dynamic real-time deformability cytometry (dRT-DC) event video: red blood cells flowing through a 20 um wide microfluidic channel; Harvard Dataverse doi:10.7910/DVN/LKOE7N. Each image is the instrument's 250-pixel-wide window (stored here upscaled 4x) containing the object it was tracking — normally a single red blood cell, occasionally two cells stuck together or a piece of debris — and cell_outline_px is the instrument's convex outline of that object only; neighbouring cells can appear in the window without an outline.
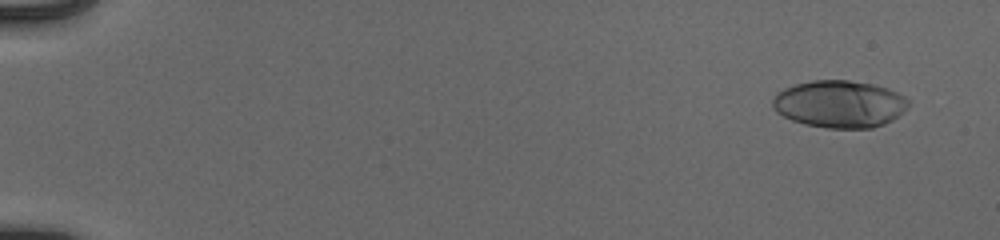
{"species": "human", "species_latin": "Homo sapiens", "temperature_condition": "cold", "stored_images_in_passage": 47, "camera_frame_rate_fps": 3000, "um_per_image_px": 0.085, "donor": {"sex": "male"}, "frame": {"image": 1, "passage_image": 4, "time_ms": 1.0, "image_size_px": [1000, 240], "cell_outline_px": [[908, 108], [892, 120], [884, 124], [872, 128], [828, 128], [804, 124], [792, 120], [776, 112], [772, 108], [772, 100], [776, 92], [784, 88], [796, 84], [812, 80], [848, 80], [872, 84], [888, 88], [904, 96], [908, 100]], "centroid_in_image_um": [71.34, 8.84], "position_along_channel_um": 13.7, "area_um2": 37.51}}
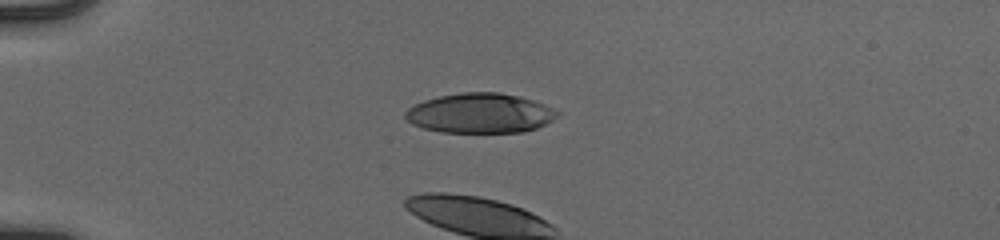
{"frame": {"image": 2, "passage_image": 16, "time_ms": 5.0, "image_size_px": [1000, 240], "cell_outline_px": [[560, 112], [552, 120], [536, 128], [524, 132], [440, 132], [424, 128], [412, 124], [404, 116], [404, 112], [408, 108], [424, 100], [440, 96], [460, 92], [500, 92], [520, 96], [556, 108]], "centroid_in_image_um": [40.82, 9.61], "position_along_channel_um": 44.2, "area_um2": 35.32}}